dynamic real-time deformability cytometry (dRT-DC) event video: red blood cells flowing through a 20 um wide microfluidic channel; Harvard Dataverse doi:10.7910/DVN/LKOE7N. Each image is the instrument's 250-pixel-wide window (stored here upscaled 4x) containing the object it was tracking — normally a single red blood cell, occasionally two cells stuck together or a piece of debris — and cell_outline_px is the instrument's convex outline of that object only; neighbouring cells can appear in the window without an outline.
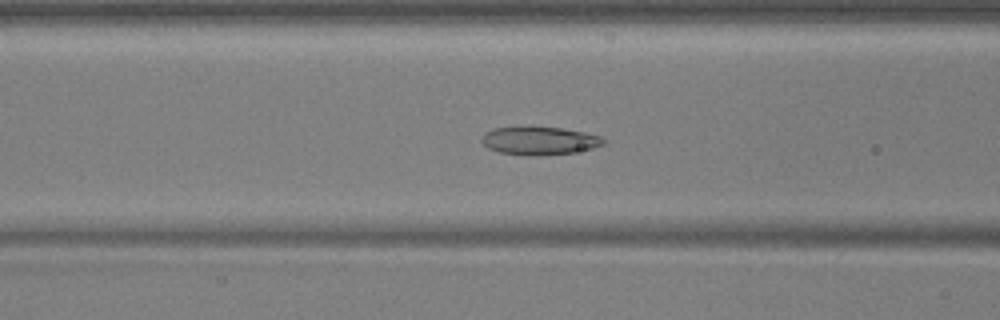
{"species": "common noctule bat (a hibernating species)", "species_latin": "Nyctalus noctula", "temperature_condition": "warm", "stored_images_in_passage": 46, "camera_frame_rate_fps": 3000, "um_per_image_px": 0.085, "animal": {"sex": "male", "body_mass_g": 17.9, "forearm_length_mm": 54.2}, "frame": {"image": 1, "passage_image": 14, "time_ms": 4.333, "image_size_px": [1000, 320], "cell_outline_px": [[604, 144], [592, 148], [572, 152], [540, 156], [524, 156], [500, 152], [488, 148], [480, 140], [484, 132], [492, 128], [560, 128], [584, 132], [600, 136], [604, 140]], "centroid_in_image_um": [45.81, 11.98], "position_along_channel_um": 120.8, "area_um2": 19.65}}
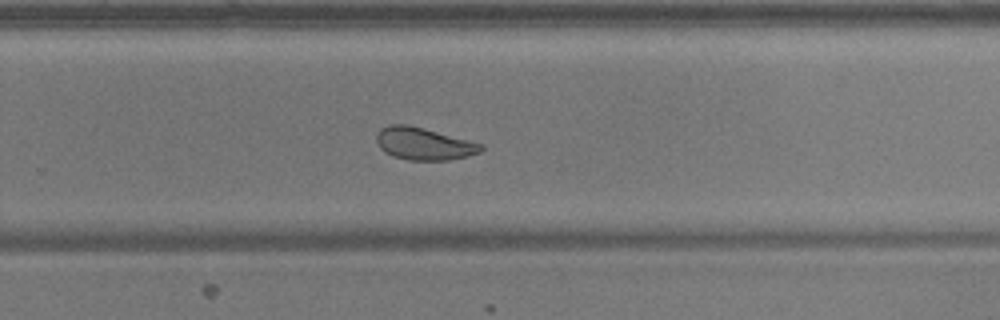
{"frame": {"image": 2, "passage_image": 28, "time_ms": 9.0, "image_size_px": [1000, 320], "cell_outline_px": [[484, 148], [480, 152], [448, 160], [408, 160], [392, 156], [384, 152], [380, 148], [376, 140], [376, 136], [380, 128], [392, 124], [404, 124], [424, 128], [484, 144]], "centroid_in_image_um": [36.0, 12.21], "position_along_channel_um": 293.8, "area_um2": 19.65}}
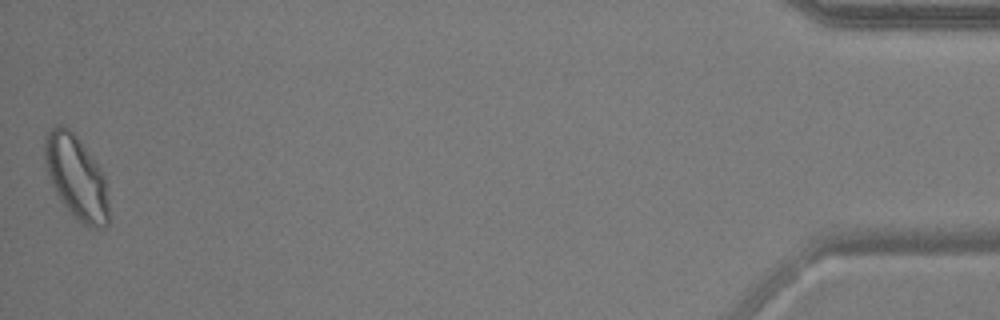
{"frame": {"image": 3, "passage_image": 46, "time_ms": 15.0, "image_size_px": [1000, 320], "cell_outline_px": [[108, 224], [104, 228], [92, 228], [80, 224], [60, 200], [52, 184], [44, 160], [44, 136], [56, 124], [60, 124], [68, 128], [76, 136], [92, 156], [100, 168], [104, 176], [108, 200]], "centroid_in_image_um": [6.48, 15.09], "position_along_channel_um": 428.7, "area_um2": 31.15}, "authors_computed_cell_mechanics": {"area_um2": 21.3571, "velocity_mm_per_s": 3.7113, "shape_relaxation_time_tau1_ms": 4.0476, "shape_relaxation_time_tau2_ms": 2.0168, "deformation_change_tau1": 0.1492, "deformation_change_tau2": 0.077}}